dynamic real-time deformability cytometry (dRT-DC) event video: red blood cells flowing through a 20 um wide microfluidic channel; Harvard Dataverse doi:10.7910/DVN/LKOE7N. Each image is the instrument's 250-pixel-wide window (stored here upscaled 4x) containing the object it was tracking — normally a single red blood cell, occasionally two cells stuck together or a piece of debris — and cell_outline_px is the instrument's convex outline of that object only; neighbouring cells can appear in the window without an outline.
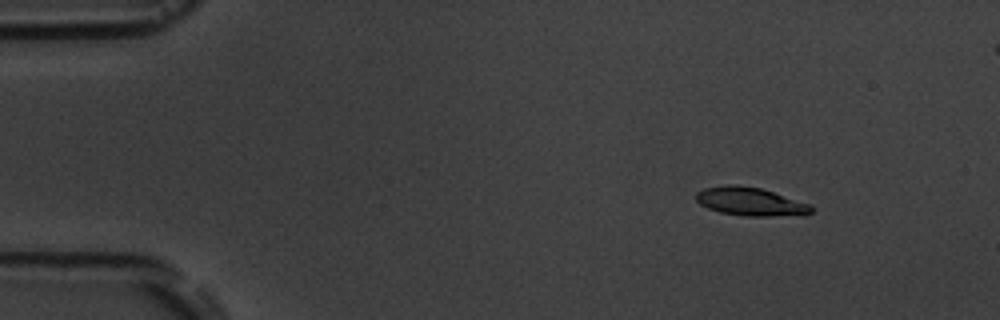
{"species": "common noctule bat (a hibernating species)", "species_latin": "Nyctalus noctula", "temperature_condition": "room temperature", "stored_images_in_passage": 7, "camera_frame_rate_fps": 3000, "um_per_image_px": 0.085, "animal": {"sex": "male", "body_mass_g": 19.5, "forearm_length_mm": 54.6}, "frame": {"image": 1, "passage_image": 3, "time_ms": 2.333, "image_size_px": [1000, 320], "cell_outline_px": [[812, 212], [804, 216], [744, 216], [720, 212], [708, 208], [700, 204], [696, 200], [696, 192], [704, 188], [724, 184], [736, 184], [760, 188], [812, 204]], "centroid_in_image_um": [63.81, 17.14], "position_along_channel_um": 21.2, "area_um2": 19.36}}